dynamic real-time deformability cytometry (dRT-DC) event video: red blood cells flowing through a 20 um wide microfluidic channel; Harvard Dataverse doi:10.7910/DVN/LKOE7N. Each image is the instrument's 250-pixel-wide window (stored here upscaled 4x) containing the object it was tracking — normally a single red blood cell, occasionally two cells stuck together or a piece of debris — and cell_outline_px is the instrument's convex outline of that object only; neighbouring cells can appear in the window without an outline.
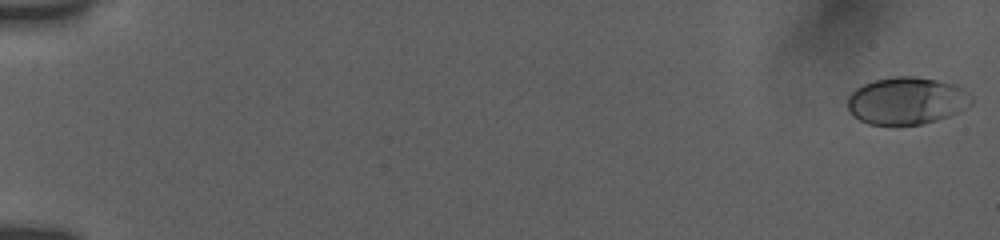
{"species": "human", "species_latin": "Homo sapiens", "temperature_condition": "room temperature", "stored_images_in_passage": 31, "camera_frame_rate_fps": 3000, "um_per_image_px": 0.085, "donor": {"sex": "female"}, "frame": {"image": 1, "passage_image": 1, "time_ms": 0.0, "image_size_px": [1000, 240], "cell_outline_px": [[972, 104], [948, 116], [924, 124], [900, 128], [892, 128], [868, 124], [852, 116], [848, 108], [848, 96], [856, 88], [872, 80], [892, 76], [912, 76], [936, 80], [956, 84], [972, 96]], "centroid_in_image_um": [77.02, 8.61], "position_along_channel_um": 8.0, "area_um2": 35.03}}
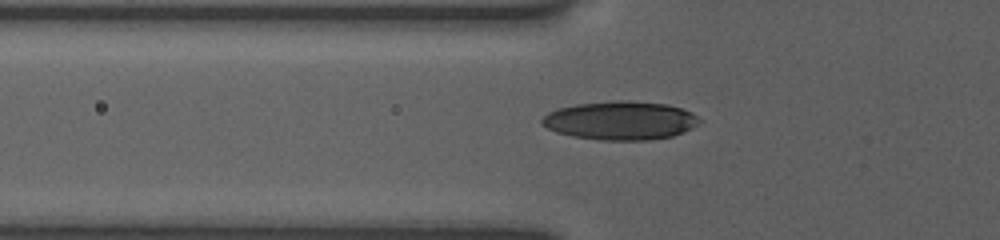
{"frame": {"image": 2, "passage_image": 26, "time_ms": 6.667, "image_size_px": [1000, 240], "cell_outline_px": [[700, 120], [692, 128], [684, 132], [672, 136], [648, 140], [604, 140], [572, 136], [556, 132], [540, 124], [540, 120], [548, 112], [560, 108], [576, 104], [616, 100], [628, 100], [668, 104], [692, 112]], "centroid_in_image_um": [52.72, 10.24], "position_along_channel_um": 73.1, "area_um2": 35.37}}
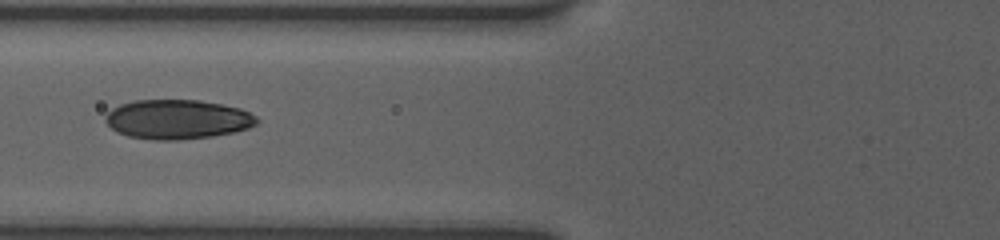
{"frame": {"image": 3, "passage_image": 30, "time_ms": 7.667, "image_size_px": [1000, 240], "cell_outline_px": [[260, 120], [256, 124], [248, 128], [232, 132], [212, 136], [180, 140], [152, 140], [128, 136], [116, 132], [104, 120], [104, 116], [112, 108], [120, 104], [136, 100], [200, 100], [240, 108], [256, 116]], "centroid_in_image_um": [15.06, 10.14], "position_along_channel_um": 110.7, "area_um2": 34.85}}